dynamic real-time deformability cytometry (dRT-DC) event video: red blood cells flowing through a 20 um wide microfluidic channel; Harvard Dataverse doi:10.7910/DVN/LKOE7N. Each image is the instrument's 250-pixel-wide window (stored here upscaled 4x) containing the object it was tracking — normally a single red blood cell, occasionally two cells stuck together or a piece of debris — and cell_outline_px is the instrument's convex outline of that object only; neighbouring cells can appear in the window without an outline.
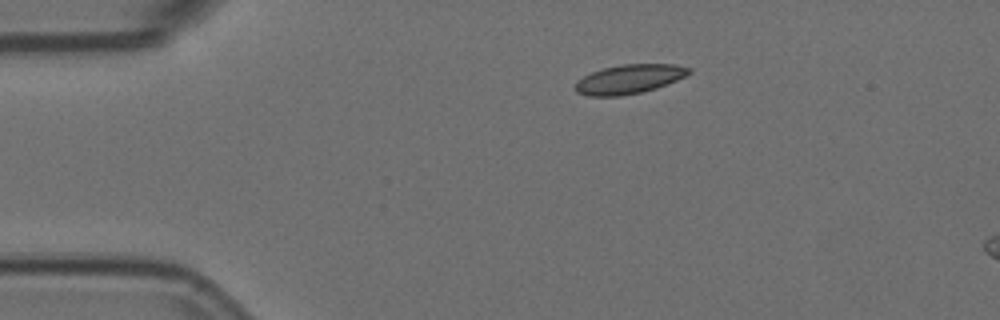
{"species": "Egyptian fruit bat (a non-hibernating species)", "species_latin": "Rousettus aegyptiacus", "temperature_condition": "room temperature", "stored_images_in_passage": 3, "camera_frame_rate_fps": 3000, "um_per_image_px": 0.085, "animal": {"sex": "female"}, "frame": {"image": 1, "passage_image": 1, "time_ms": 0.0, "image_size_px": [1000, 320], "cell_outline_px": [[692, 72], [676, 80], [656, 88], [640, 92], [620, 96], [588, 96], [576, 92], [576, 80], [592, 72], [604, 68], [624, 64], [676, 64], [692, 68]], "centroid_in_image_um": [53.49, 6.72], "position_along_channel_um": 31.5, "area_um2": 19.19}}